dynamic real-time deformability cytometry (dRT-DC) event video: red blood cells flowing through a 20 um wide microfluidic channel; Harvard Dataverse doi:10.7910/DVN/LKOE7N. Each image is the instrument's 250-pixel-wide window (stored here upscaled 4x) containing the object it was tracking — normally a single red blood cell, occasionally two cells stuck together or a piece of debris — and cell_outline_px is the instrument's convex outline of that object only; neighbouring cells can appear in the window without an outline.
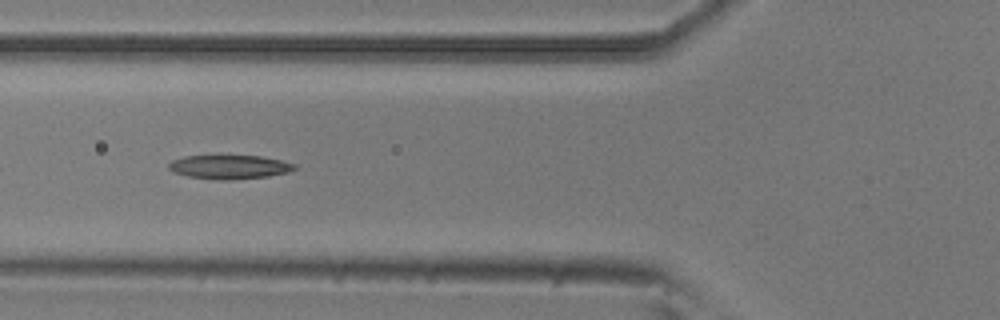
{"species": "common noctule bat (a hibernating species)", "species_latin": "Nyctalus noctula", "temperature_condition": "room temperature", "stored_images_in_passage": 15, "camera_frame_rate_fps": 3000, "um_per_image_px": 0.085, "animal": {"sex": "male", "body_mass_g": 20.5, "forearm_length_mm": 52.5}, "frame": {"image": 1, "passage_image": 5, "time_ms": 1.333, "image_size_px": [1000, 320], "cell_outline_px": [[296, 168], [288, 172], [268, 176], [228, 180], [224, 180], [188, 176], [172, 172], [168, 168], [168, 164], [172, 160], [184, 156], [260, 156], [280, 160], [296, 164]], "centroid_in_image_um": [19.48, 14.19], "position_along_channel_um": 106.3, "area_um2": 17.34}}
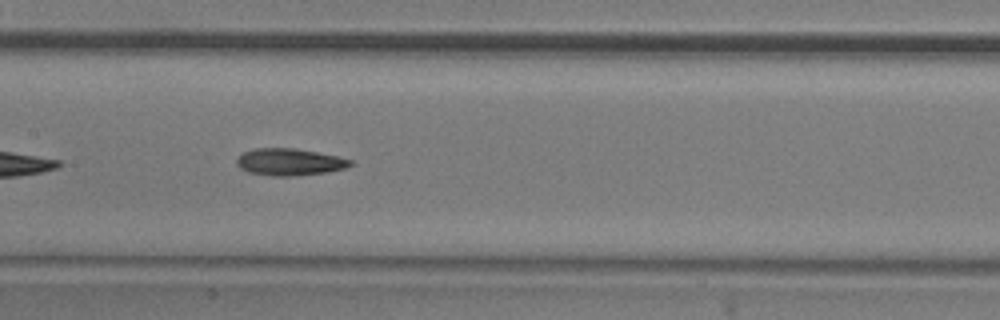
{"frame": {"image": 2, "passage_image": 11, "time_ms": 3.333, "image_size_px": [1000, 320], "cell_outline_px": [[356, 164], [344, 168], [328, 172], [292, 176], [272, 176], [248, 172], [240, 168], [236, 164], [236, 156], [244, 152], [256, 148], [296, 148], [336, 156], [352, 160]], "centroid_in_image_um": [24.59, 13.77], "position_along_channel_um": 182.8, "area_um2": 17.98}}